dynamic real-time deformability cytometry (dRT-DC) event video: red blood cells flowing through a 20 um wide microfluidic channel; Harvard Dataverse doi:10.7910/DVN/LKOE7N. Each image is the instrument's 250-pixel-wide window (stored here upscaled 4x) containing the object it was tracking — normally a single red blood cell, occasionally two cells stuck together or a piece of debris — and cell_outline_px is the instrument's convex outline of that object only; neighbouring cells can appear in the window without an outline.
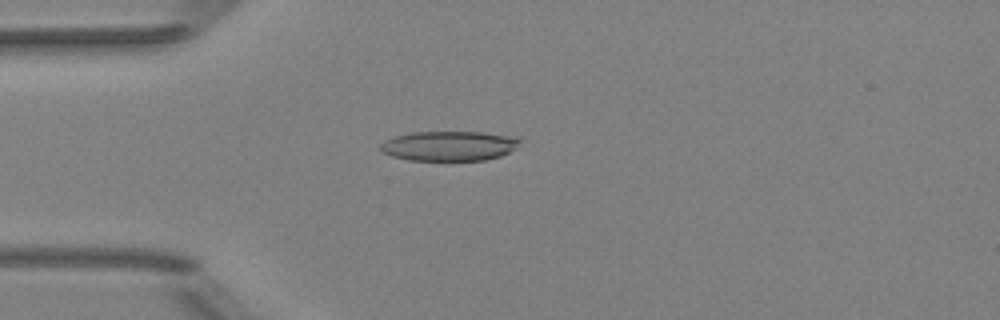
{"species": "Egyptian fruit bat (a non-hibernating species)", "species_latin": "Rousettus aegyptiacus", "temperature_condition": "room temperature", "stored_images_in_passage": 42, "camera_frame_rate_fps": 3000, "um_per_image_px": 0.085, "animal": {"sex": "female"}, "frame": {"image": 1, "passage_image": 5, "time_ms": 1.333, "image_size_px": [1000, 320], "cell_outline_px": [[524, 140], [508, 152], [500, 156], [484, 160], [408, 160], [392, 156], [384, 152], [380, 148], [380, 144], [384, 140], [396, 136], [412, 132], [480, 132], [520, 136]], "centroid_in_image_um": [38.22, 12.39], "position_along_channel_um": 46.8, "area_um2": 24.28}}
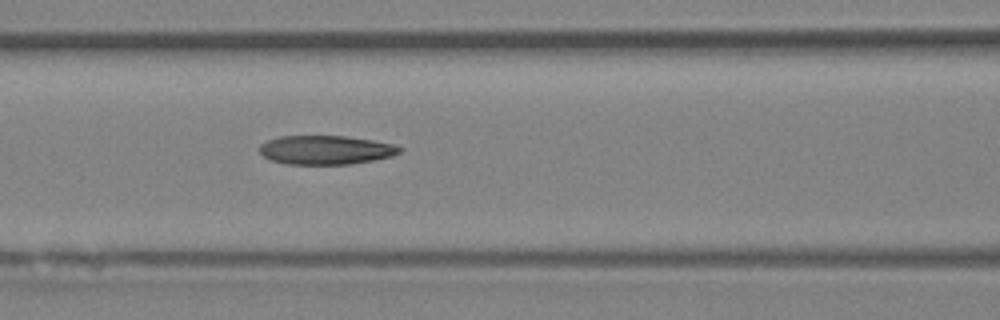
{"frame": {"image": 2, "passage_image": 13, "time_ms": 4.0, "image_size_px": [1000, 320], "cell_outline_px": [[404, 148], [400, 152], [392, 156], [352, 164], [288, 164], [268, 160], [260, 152], [260, 144], [268, 140], [280, 136], [344, 136], [372, 140], [392, 144]], "centroid_in_image_um": [27.67, 12.75], "position_along_channel_um": 138.9, "area_um2": 23.58}}
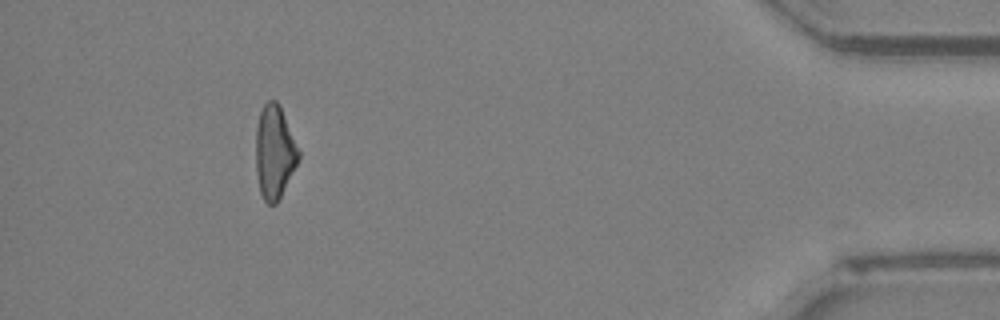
{"frame": {"image": 3, "passage_image": 38, "time_ms": 12.333, "image_size_px": [1000, 320], "cell_outline_px": [[300, 156], [276, 204], [268, 204], [264, 200], [260, 192], [256, 172], [256, 124], [260, 112], [264, 104], [268, 100], [276, 100], [280, 104], [300, 152]], "centroid_in_image_um": [23.31, 12.88], "position_along_channel_um": 411.9, "area_um2": 23.06}, "authors_computed_cell_mechanics": {"area_um2": 23.7269, "velocity_mm_per_s": 4.0239, "shape_relaxation_time_tau1_ms": null, "shape_relaxation_time_tau2_ms": 9.4183, "deformation_change_tau1": null, "deformation_change_tau2": 0.2477}}